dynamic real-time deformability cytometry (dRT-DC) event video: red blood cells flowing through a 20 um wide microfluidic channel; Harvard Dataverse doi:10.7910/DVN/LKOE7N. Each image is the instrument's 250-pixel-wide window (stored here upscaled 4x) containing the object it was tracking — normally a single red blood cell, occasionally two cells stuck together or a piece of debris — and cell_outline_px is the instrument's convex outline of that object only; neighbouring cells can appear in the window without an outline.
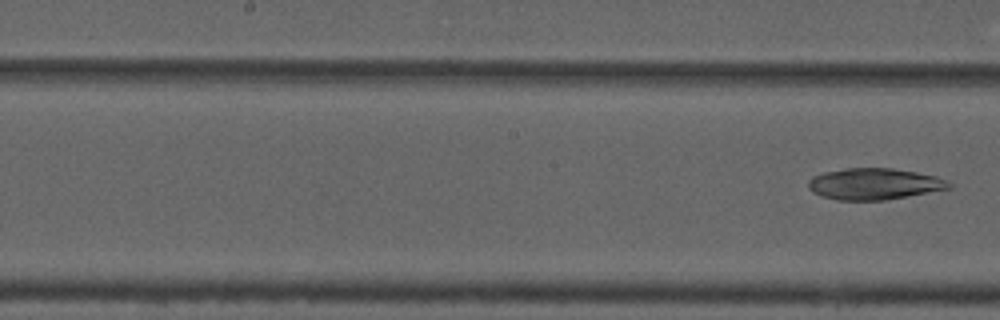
{"species": "common noctule bat (a hibernating species)", "species_latin": "Nyctalus noctula", "temperature_condition": "cold", "stored_images_in_passage": 8, "segment_of_instrument_passage": [2, 2], "camera_frame_rate_fps": 3000, "um_per_image_px": 0.085, "animal": {"sex": "male", "forearm_length_mm": 52.5}, "frame": {"image": 1, "passage_image": 8, "time_ms": 8.667, "image_size_px": [1000, 320], "cell_outline_px": [[952, 188], [908, 196], [884, 200], [836, 200], [820, 196], [812, 192], [808, 188], [808, 180], [812, 176], [824, 172], [848, 168], [892, 168], [916, 172], [936, 176], [948, 180], [952, 184]], "centroid_in_image_um": [74.3, 15.64], "position_along_channel_um": 173.9, "area_um2": 25.89}}